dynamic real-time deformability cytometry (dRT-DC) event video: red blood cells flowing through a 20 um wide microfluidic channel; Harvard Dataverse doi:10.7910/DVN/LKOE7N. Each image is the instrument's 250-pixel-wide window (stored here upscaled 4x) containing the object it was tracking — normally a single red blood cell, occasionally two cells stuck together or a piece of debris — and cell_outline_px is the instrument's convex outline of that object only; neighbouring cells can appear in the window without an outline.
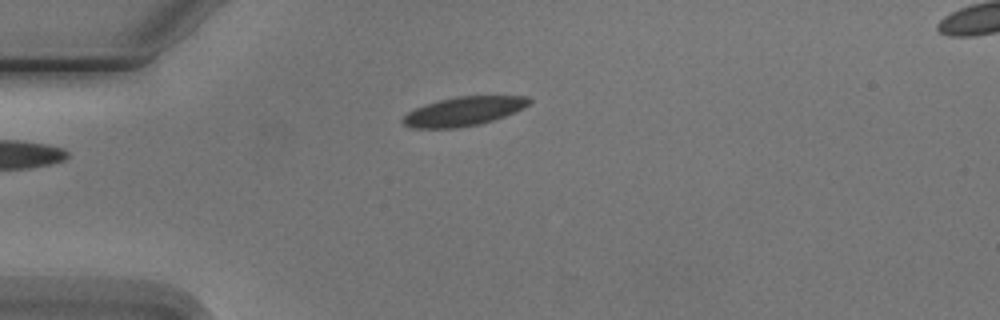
{"species": "Egyptian fruit bat (a non-hibernating species)", "species_latin": "Rousettus aegyptiacus", "temperature_condition": "cold", "stored_images_in_passage": 4, "camera_frame_rate_fps": 3000, "um_per_image_px": 0.085, "animal": {"sex": "male"}, "frame": {"image": 1, "passage_image": 4, "time_ms": 4.333, "image_size_px": [1000, 320], "cell_outline_px": [[532, 100], [524, 108], [504, 116], [480, 124], [452, 128], [416, 128], [404, 124], [400, 120], [408, 112], [416, 108], [440, 100], [456, 96], [528, 96]], "centroid_in_image_um": [39.42, 9.46], "position_along_channel_um": 45.6, "area_um2": 21.04}}